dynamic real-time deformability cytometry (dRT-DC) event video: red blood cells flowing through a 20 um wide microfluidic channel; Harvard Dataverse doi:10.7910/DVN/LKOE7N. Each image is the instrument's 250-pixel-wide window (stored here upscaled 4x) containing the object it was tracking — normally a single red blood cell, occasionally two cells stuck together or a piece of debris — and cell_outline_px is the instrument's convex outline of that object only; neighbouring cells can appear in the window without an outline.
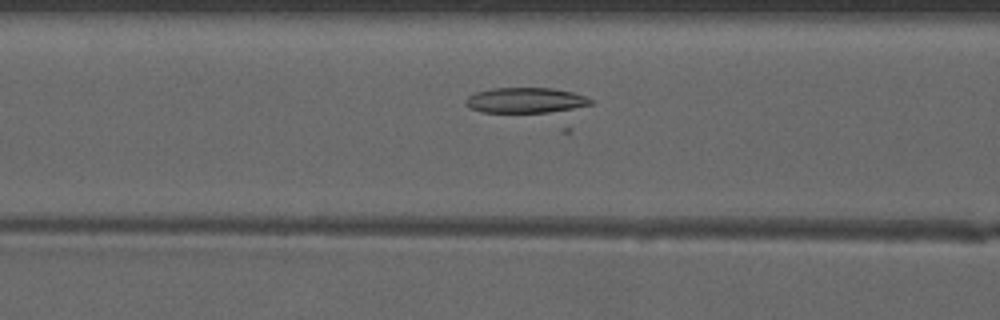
{"species": "common noctule bat (a hibernating species)", "species_latin": "Nyctalus noctula", "temperature_condition": "warm", "stored_images_in_passage": 43, "camera_frame_rate_fps": 3000, "um_per_image_px": 0.085, "animal": {"sex": "male", "forearm_length_mm": 52.5}, "frame": {"image": 1, "passage_image": 14, "time_ms": 4.333, "image_size_px": [1000, 320], "cell_outline_px": [[592, 104], [564, 112], [480, 112], [464, 104], [464, 100], [468, 96], [476, 92], [492, 88], [552, 88], [572, 92], [584, 96], [592, 100]], "centroid_in_image_um": [44.69, 8.53], "position_along_channel_um": 121.9, "area_um2": 18.67}}
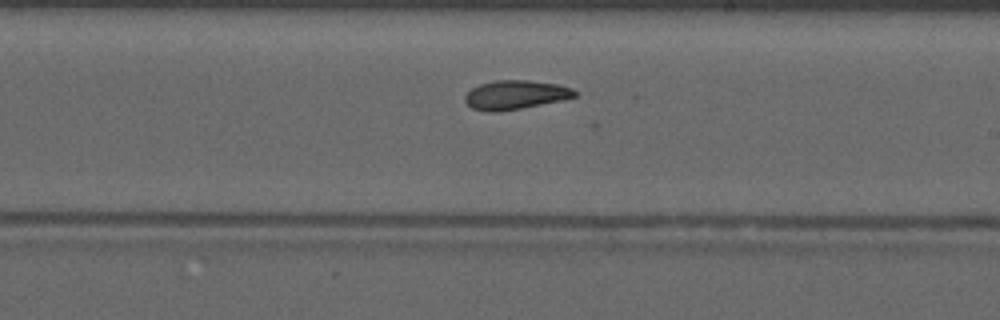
{"frame": {"image": 2, "passage_image": 23, "time_ms": 7.333, "image_size_px": [1000, 320], "cell_outline_px": [[580, 96], [520, 108], [496, 112], [488, 112], [472, 108], [464, 100], [464, 96], [472, 88], [480, 84], [496, 80], [528, 80], [556, 84], [572, 88]], "centroid_in_image_um": [43.8, 8.06], "position_along_channel_um": 245.2, "area_um2": 18.38}}
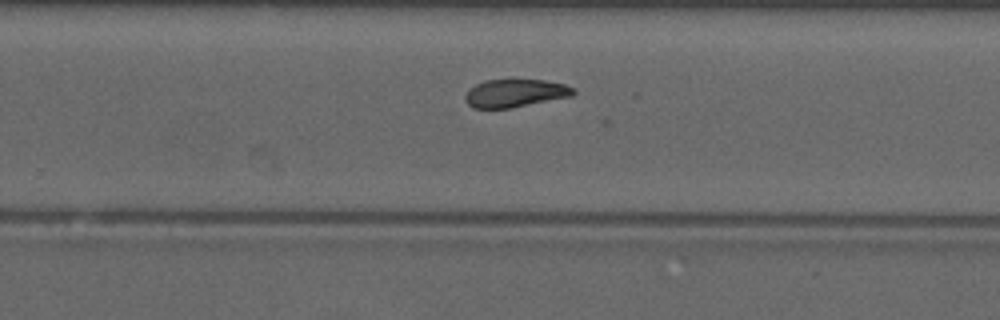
{"frame": {"image": 3, "passage_image": 26, "time_ms": 8.333, "image_size_px": [1000, 320], "cell_outline_px": [[576, 92], [572, 96], [512, 108], [472, 108], [464, 100], [464, 96], [468, 88], [484, 80], [544, 80], [564, 84], [576, 88]], "centroid_in_image_um": [43.77, 7.92], "position_along_channel_um": 286.0, "area_um2": 17.8}}